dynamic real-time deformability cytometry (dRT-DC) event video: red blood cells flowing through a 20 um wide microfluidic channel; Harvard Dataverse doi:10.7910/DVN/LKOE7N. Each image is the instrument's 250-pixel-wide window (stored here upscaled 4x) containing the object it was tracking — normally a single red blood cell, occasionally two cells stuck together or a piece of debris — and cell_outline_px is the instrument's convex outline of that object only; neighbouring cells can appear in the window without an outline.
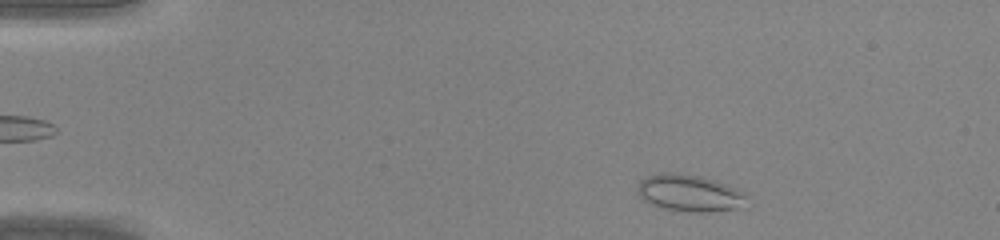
{"species": "common noctule bat (a hibernating species)", "species_latin": "Nyctalus noctula", "temperature_condition": "warm", "stored_images_in_passage": 41, "camera_frame_rate_fps": 3000, "um_per_image_px": 0.085, "animal": {"sex": "male", "body_mass_g": 20.0, "forearm_length_mm": 53.3}, "frame": {"image": 1, "passage_image": 3, "time_ms": 0.667, "image_size_px": [1000, 240], "cell_outline_px": [[748, 196], [736, 208], [708, 212], [692, 212], [664, 208], [652, 204], [644, 200], [636, 192], [636, 188], [640, 180], [648, 176], [660, 172], [672, 172], [700, 176], [724, 184]], "centroid_in_image_um": [58.49, 16.4], "position_along_channel_um": 26.5, "area_um2": 22.89}}
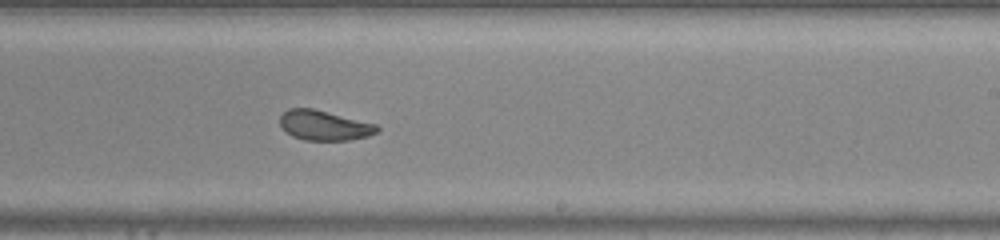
{"frame": {"image": 2, "passage_image": 24, "time_ms": 7.667, "image_size_px": [1000, 240], "cell_outline_px": [[380, 128], [376, 132], [368, 136], [348, 140], [304, 140], [292, 136], [280, 124], [280, 116], [288, 108], [312, 108], [376, 124]], "centroid_in_image_um": [27.55, 10.66], "position_along_channel_um": 261.4, "area_um2": 16.7}}
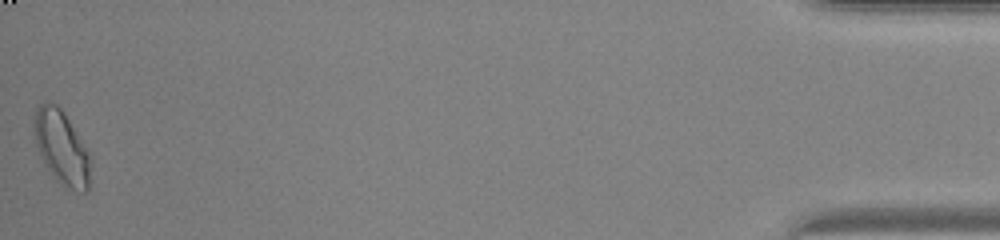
{"frame": {"image": 3, "passage_image": 41, "time_ms": 13.333, "image_size_px": [1000, 240], "cell_outline_px": [[88, 192], [84, 192], [64, 188], [56, 180], [48, 168], [36, 144], [32, 120], [36, 108], [40, 104], [56, 104], [64, 112], [88, 148]], "centroid_in_image_um": [5.22, 12.52], "position_along_channel_um": 430.0, "area_um2": 23.87}}